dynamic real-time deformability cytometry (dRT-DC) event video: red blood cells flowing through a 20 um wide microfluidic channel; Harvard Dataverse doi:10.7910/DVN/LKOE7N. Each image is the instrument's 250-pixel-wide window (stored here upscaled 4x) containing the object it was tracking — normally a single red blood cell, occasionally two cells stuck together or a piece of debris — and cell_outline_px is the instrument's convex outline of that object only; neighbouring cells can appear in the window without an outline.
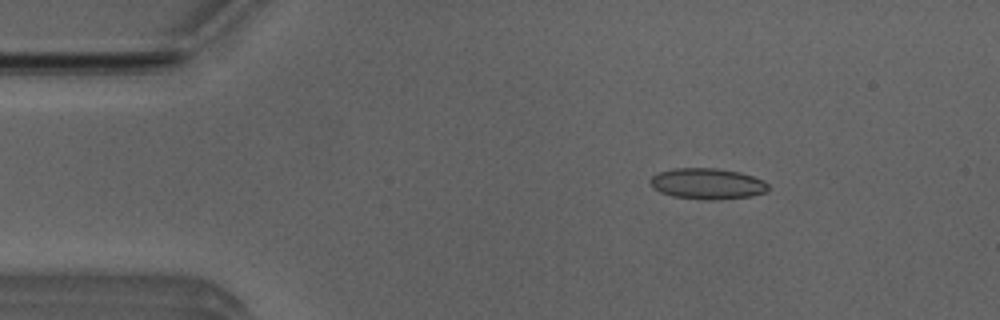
{"species": "Egyptian fruit bat (a non-hibernating species)", "species_latin": "Rousettus aegyptiacus", "temperature_condition": "room temperature", "stored_images_in_passage": 51, "camera_frame_rate_fps": 3000, "um_per_image_px": 0.085, "animal": {"sex": "male"}, "frame": {"image": 1, "passage_image": 8, "time_ms": 2.333, "image_size_px": [1000, 320], "cell_outline_px": [[768, 188], [764, 192], [752, 196], [712, 200], [704, 200], [672, 196], [660, 192], [652, 188], [648, 180], [652, 176], [660, 172], [672, 168], [716, 168], [740, 172], [752, 176], [768, 184]], "centroid_in_image_um": [60.06, 15.62], "position_along_channel_um": 24.9, "area_um2": 21.27}}
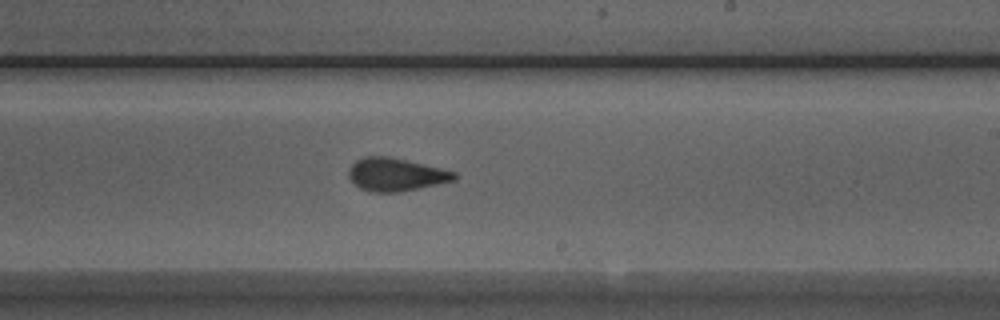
{"frame": {"image": 2, "passage_image": 30, "time_ms": 9.667, "image_size_px": [1000, 320], "cell_outline_px": [[456, 180], [400, 192], [372, 192], [360, 188], [348, 176], [348, 168], [356, 160], [364, 156], [388, 156], [424, 164], [456, 172]], "centroid_in_image_um": [33.63, 14.83], "position_along_channel_um": 255.4, "area_um2": 20.23}}
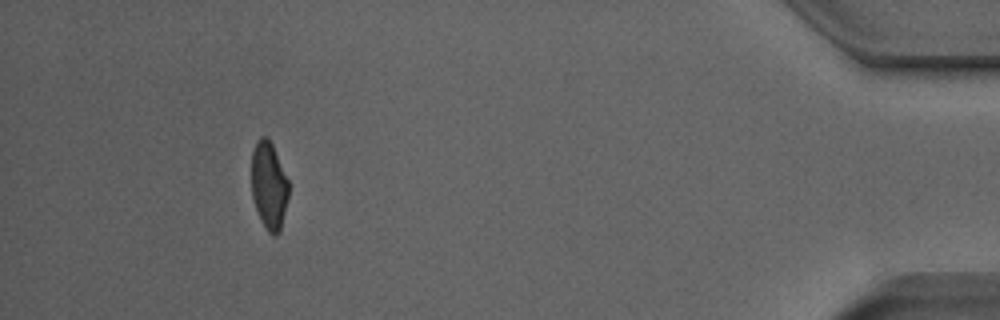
{"frame": {"image": 3, "passage_image": 47, "time_ms": 15.333, "image_size_px": [1000, 320], "cell_outline_px": [[288, 196], [280, 228], [276, 236], [272, 236], [268, 232], [260, 220], [252, 196], [252, 152], [256, 140], [260, 136], [268, 136], [272, 144], [288, 180]], "centroid_in_image_um": [22.84, 15.74], "position_along_channel_um": 412.4, "area_um2": 18.79}, "authors_computed_cell_mechanics": {"area_um2": 20.6924, "velocity_mm_per_s": 3.9814, "shape_relaxation_time_tau1_ms": 3.5316, "shape_relaxation_time_tau2_ms": 1.4006, "deformation_change_tau1": 0.1226, "deformation_change_tau2": 0.0679}}